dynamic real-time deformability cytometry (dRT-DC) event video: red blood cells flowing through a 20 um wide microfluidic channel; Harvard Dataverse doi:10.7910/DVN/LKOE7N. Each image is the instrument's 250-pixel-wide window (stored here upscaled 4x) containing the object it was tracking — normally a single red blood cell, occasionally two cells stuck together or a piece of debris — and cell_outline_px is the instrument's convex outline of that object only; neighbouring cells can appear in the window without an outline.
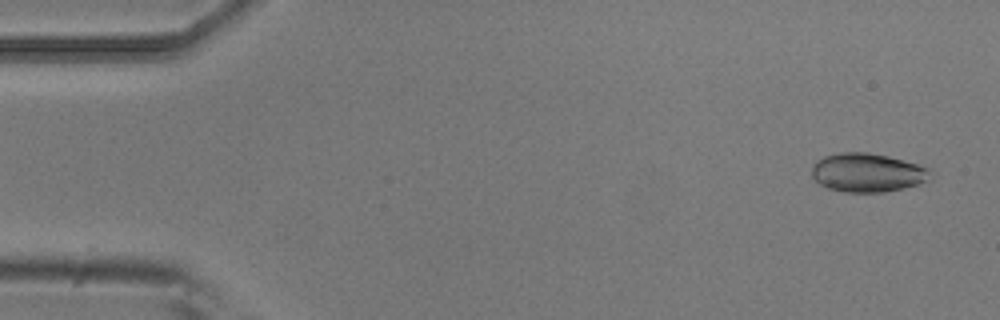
{"species": "common noctule bat (a hibernating species)", "species_latin": "Nyctalus noctula", "temperature_condition": "room temperature", "stored_images_in_passage": 4, "camera_frame_rate_fps": 3000, "um_per_image_px": 0.085, "animal": {"sex": "male", "body_mass_g": 20.5, "forearm_length_mm": 52.5}, "frame": {"image": 1, "passage_image": 1, "time_ms": 0.0, "image_size_px": [1000, 320], "cell_outline_px": [[932, 168], [928, 180], [904, 188], [884, 192], [844, 192], [828, 188], [820, 184], [812, 176], [812, 164], [816, 160], [824, 156], [840, 152], [868, 152], [888, 156]], "centroid_in_image_um": [73.71, 14.66], "position_along_channel_um": 11.3, "area_um2": 26.88}}
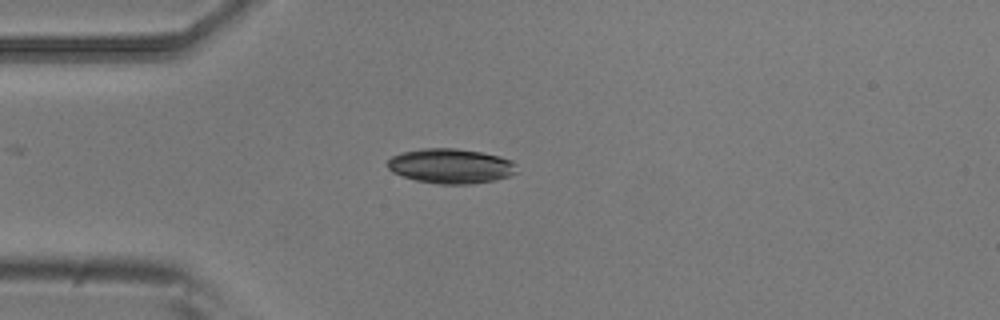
{"frame": {"image": 2, "passage_image": 4, "time_ms": 1.0, "image_size_px": [1000, 320], "cell_outline_px": [[516, 172], [508, 176], [492, 180], [472, 184], [440, 184], [416, 180], [392, 172], [388, 168], [388, 160], [392, 156], [400, 152], [420, 148], [456, 148], [480, 152], [500, 156], [512, 160], [516, 164]], "centroid_in_image_um": [38.3, 14.1], "position_along_channel_um": 46.7, "area_um2": 26.18}}